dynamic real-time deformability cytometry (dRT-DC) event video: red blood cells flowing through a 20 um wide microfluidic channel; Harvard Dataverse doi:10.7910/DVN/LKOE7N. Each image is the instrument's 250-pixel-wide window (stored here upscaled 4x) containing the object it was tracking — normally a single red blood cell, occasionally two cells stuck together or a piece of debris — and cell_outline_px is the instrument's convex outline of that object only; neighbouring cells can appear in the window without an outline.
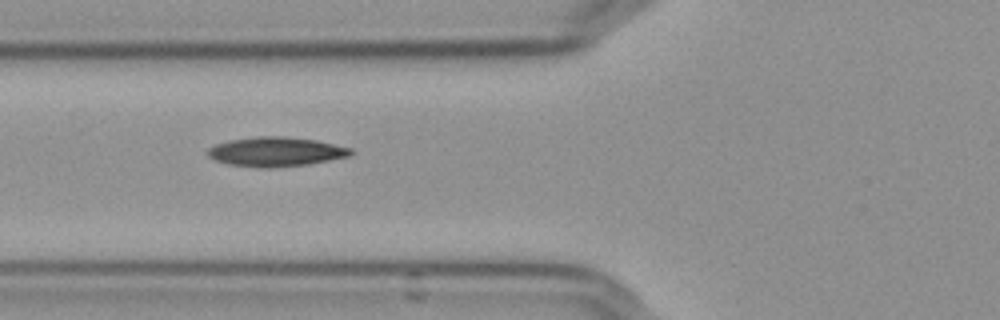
{"species": "Egyptian fruit bat (a non-hibernating species)", "species_latin": "Rousettus aegyptiacus", "temperature_condition": "cold", "stored_images_in_passage": 8, "camera_frame_rate_fps": 3000, "um_per_image_px": 0.085, "frame": {"image": 1, "passage_image": 7, "time_ms": 2.0, "image_size_px": [1000, 320], "cell_outline_px": [[352, 152], [348, 156], [308, 164], [272, 168], [260, 168], [228, 164], [216, 160], [208, 156], [204, 152], [208, 148], [216, 144], [228, 140], [256, 136], [284, 136], [316, 140], [352, 148]], "centroid_in_image_um": [23.39, 12.89], "position_along_channel_um": 102.4, "area_um2": 24.57}}
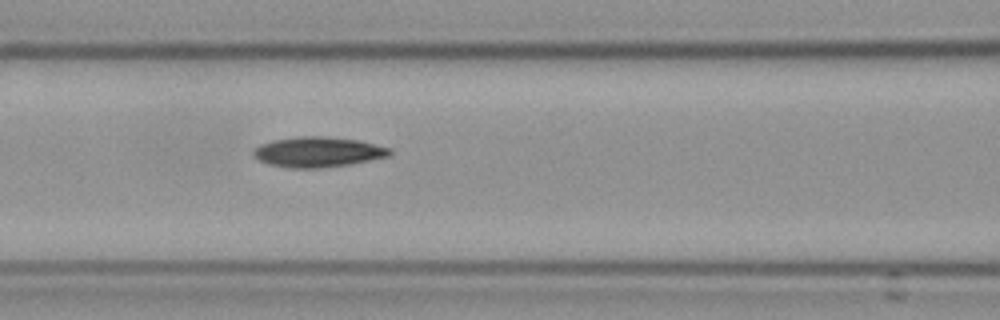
{"frame": {"image": 2, "passage_image": 8, "time_ms": 2.333, "image_size_px": [1000, 320], "cell_outline_px": [[392, 152], [388, 156], [352, 164], [320, 168], [288, 168], [268, 164], [260, 160], [252, 152], [260, 144], [272, 140], [296, 136], [324, 136], [356, 140], [392, 148]], "centroid_in_image_um": [27.02, 12.92], "position_along_channel_um": 139.6, "area_um2": 23.99}}